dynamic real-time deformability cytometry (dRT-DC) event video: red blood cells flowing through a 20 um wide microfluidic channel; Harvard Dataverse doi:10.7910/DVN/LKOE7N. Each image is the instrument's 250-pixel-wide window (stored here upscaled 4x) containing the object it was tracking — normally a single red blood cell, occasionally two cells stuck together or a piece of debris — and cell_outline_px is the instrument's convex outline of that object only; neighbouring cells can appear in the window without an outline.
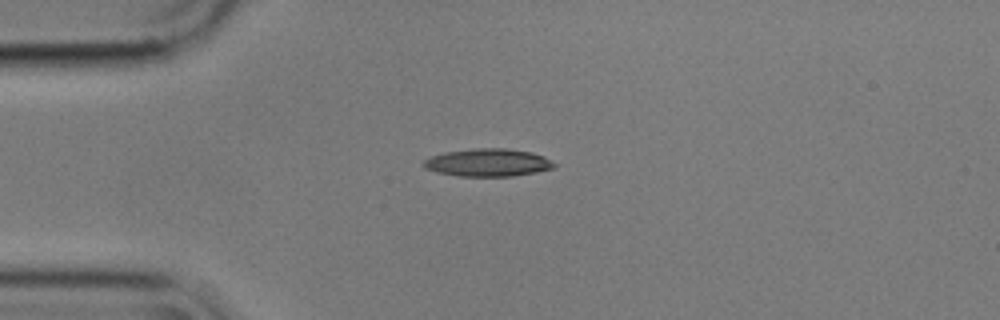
{"species": "common noctule bat (a hibernating species)", "species_latin": "Nyctalus noctula", "temperature_condition": "cold", "stored_images_in_passage": 6, "camera_frame_rate_fps": 3000, "um_per_image_px": 0.085, "animal": {"sex": "male", "body_mass_g": 17.9}, "frame": {"image": 1, "passage_image": 1, "time_ms": 0.0, "image_size_px": [1000, 320], "cell_outline_px": [[556, 164], [552, 168], [536, 172], [512, 176], [460, 176], [436, 172], [424, 168], [420, 164], [424, 160], [432, 156], [444, 152], [476, 148], [504, 148], [532, 152], [544, 156]], "centroid_in_image_um": [41.44, 13.82], "position_along_channel_um": 43.6, "area_um2": 21.1}}
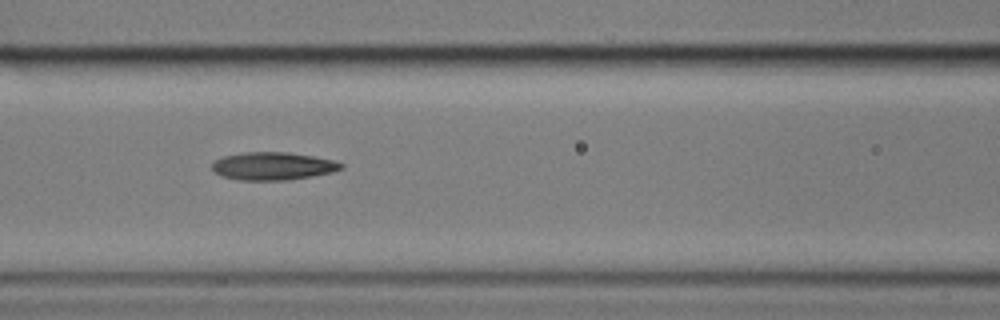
{"frame": {"image": 2, "passage_image": 4, "time_ms": 1.0, "image_size_px": [1000, 320], "cell_outline_px": [[344, 168], [332, 172], [312, 176], [288, 180], [236, 180], [220, 176], [212, 172], [212, 160], [224, 156], [244, 152], [288, 152], [312, 156], [332, 160], [344, 164]], "centroid_in_image_um": [23.14, 14.12], "position_along_channel_um": 143.5, "area_um2": 21.15}}
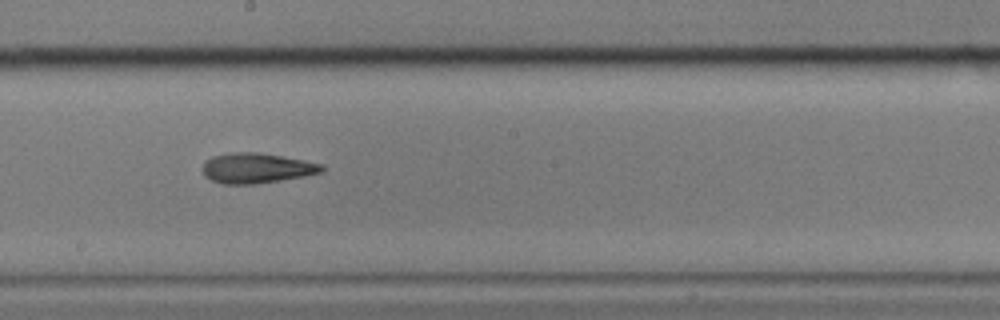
{"frame": {"image": 3, "passage_image": 6, "time_ms": 1.667, "image_size_px": [1000, 320], "cell_outline_px": [[324, 172], [304, 176], [256, 184], [220, 184], [204, 176], [204, 160], [212, 156], [232, 152], [260, 152], [304, 160], [324, 164]], "centroid_in_image_um": [21.82, 14.28], "position_along_channel_um": 226.4, "area_um2": 21.1}}